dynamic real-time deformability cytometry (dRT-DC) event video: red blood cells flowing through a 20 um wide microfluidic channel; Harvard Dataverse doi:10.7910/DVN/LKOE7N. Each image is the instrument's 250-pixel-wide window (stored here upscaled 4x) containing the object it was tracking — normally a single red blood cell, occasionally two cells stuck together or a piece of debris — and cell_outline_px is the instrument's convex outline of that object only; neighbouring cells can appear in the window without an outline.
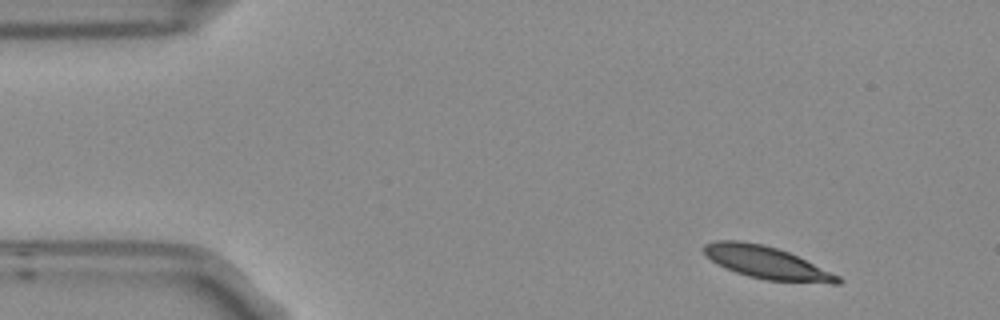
{"species": "Egyptian fruit bat (a non-hibernating species)", "species_latin": "Rousettus aegyptiacus", "temperature_condition": "room temperature", "stored_images_in_passage": 10, "camera_frame_rate_fps": 3000, "um_per_image_px": 0.085, "frame": {"image": 1, "passage_image": 1, "time_ms": 0.0, "image_size_px": [1000, 320], "cell_outline_px": [[844, 280], [840, 284], [832, 284], [764, 280], [748, 276], [724, 268], [716, 264], [704, 256], [704, 244], [716, 240], [740, 240], [764, 244], [788, 252], [840, 276]], "centroid_in_image_um": [65.15, 22.33], "position_along_channel_um": 19.9, "area_um2": 25.55}}
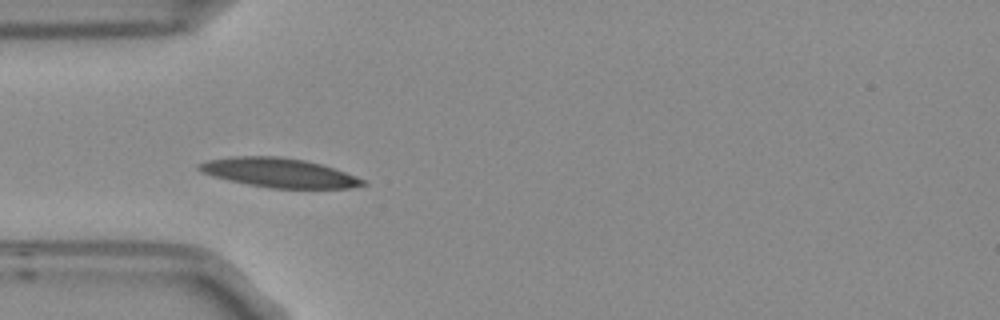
{"frame": {"image": 2, "passage_image": 4, "time_ms": 1.0, "image_size_px": [1000, 320], "cell_outline_px": [[368, 184], [348, 188], [268, 188], [228, 180], [212, 176], [200, 172], [196, 168], [196, 164], [208, 160], [232, 156], [280, 156], [304, 160], [320, 164], [368, 180]], "centroid_in_image_um": [23.68, 14.68], "position_along_channel_um": 61.3, "area_um2": 27.98}}
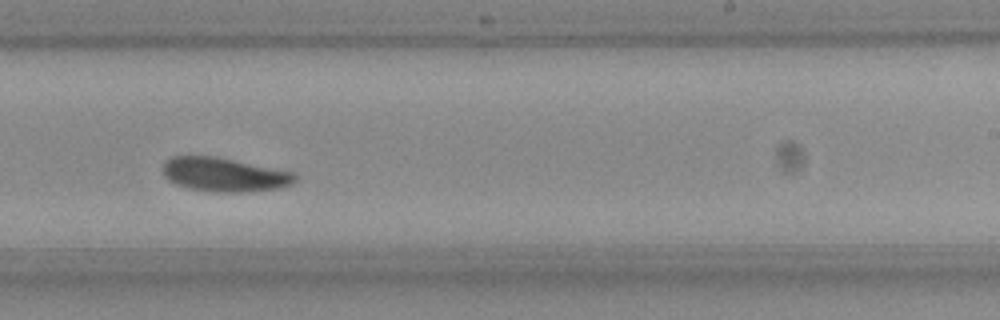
{"frame": {"image": 3, "passage_image": 9, "time_ms": 2.667, "image_size_px": [1000, 320], "cell_outline_px": [[296, 180], [292, 184], [280, 188], [244, 192], [216, 192], [188, 188], [176, 184], [168, 180], [164, 176], [164, 164], [172, 156], [216, 156], [292, 172], [296, 176]], "centroid_in_image_um": [19.06, 14.85], "position_along_channel_um": 269.9, "area_um2": 25.95}}